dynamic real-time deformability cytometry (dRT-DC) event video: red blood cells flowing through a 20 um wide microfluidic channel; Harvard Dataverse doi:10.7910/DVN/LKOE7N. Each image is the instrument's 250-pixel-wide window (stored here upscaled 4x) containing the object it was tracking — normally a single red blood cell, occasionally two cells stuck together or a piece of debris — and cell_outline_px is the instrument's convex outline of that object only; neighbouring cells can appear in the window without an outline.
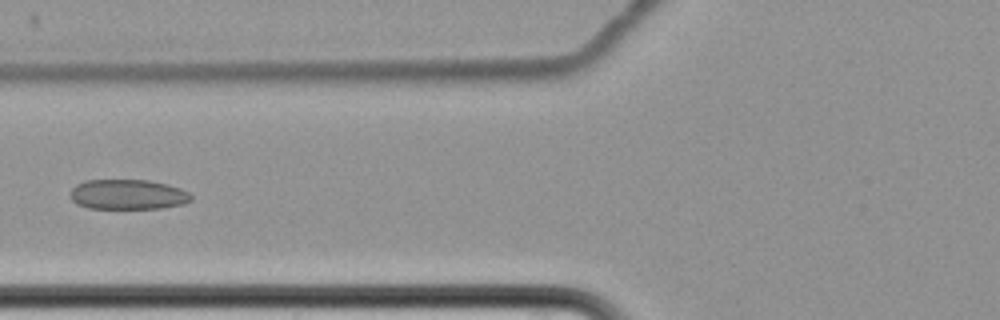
{"species": "common noctule bat (a hibernating species)", "species_latin": "Nyctalus noctula", "temperature_condition": "cold", "stored_images_in_passage": 8, "camera_frame_rate_fps": 3000, "um_per_image_px": 0.085, "animal": {"sex": "female", "body_mass_g": 22.7, "forearm_length_mm": 54.2}, "frame": {"image": 1, "passage_image": 8, "time_ms": 9.667, "image_size_px": [1000, 320], "cell_outline_px": [[192, 200], [184, 204], [160, 208], [88, 208], [76, 204], [68, 196], [72, 188], [76, 184], [84, 180], [148, 180], [168, 184], [180, 188], [188, 192], [192, 196]], "centroid_in_image_um": [10.84, 16.52], "position_along_channel_um": 115.0, "area_um2": 21.33}}